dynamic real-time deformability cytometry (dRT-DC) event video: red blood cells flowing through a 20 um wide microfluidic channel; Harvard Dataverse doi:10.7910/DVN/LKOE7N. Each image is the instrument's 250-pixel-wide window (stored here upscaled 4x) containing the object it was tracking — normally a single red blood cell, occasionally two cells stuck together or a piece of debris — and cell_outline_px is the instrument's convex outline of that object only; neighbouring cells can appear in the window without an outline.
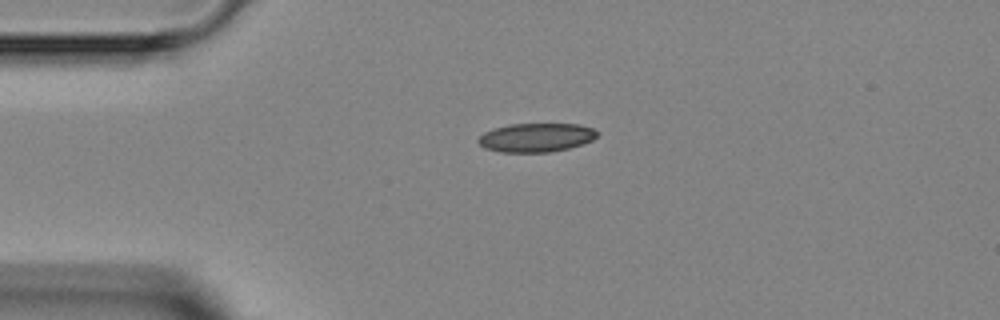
{"species": "Egyptian fruit bat (a non-hibernating species)", "species_latin": "Rousettus aegyptiacus", "temperature_condition": "room temperature", "stored_images_in_passage": 2, "camera_frame_rate_fps": 3000, "um_per_image_px": 0.085, "animal": {"sex": "female"}, "frame": {"image": 1, "passage_image": 1, "time_ms": 0.0, "image_size_px": [1000, 320], "cell_outline_px": [[600, 132], [592, 140], [568, 148], [548, 152], [500, 152], [484, 148], [476, 140], [484, 132], [508, 124], [580, 124], [592, 128]], "centroid_in_image_um": [45.56, 11.68], "position_along_channel_um": 39.4, "area_um2": 19.88}}